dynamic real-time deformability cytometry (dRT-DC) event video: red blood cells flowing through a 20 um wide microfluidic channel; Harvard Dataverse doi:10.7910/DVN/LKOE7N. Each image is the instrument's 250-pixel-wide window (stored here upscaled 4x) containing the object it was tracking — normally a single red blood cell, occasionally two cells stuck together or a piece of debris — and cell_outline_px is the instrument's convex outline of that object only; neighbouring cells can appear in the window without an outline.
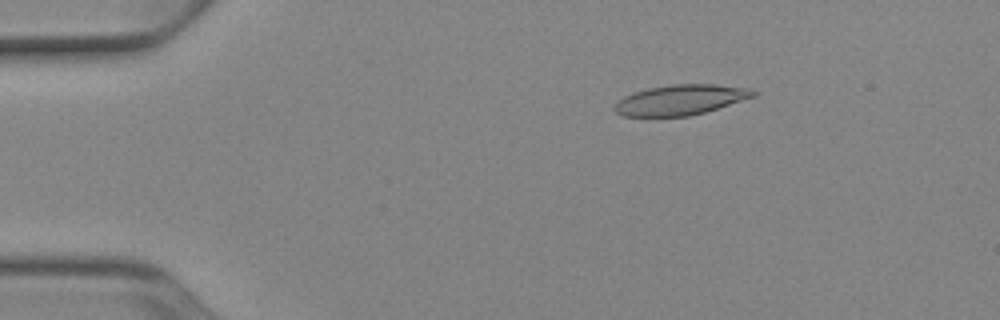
{"species": "Egyptian fruit bat (a non-hibernating species)", "species_latin": "Rousettus aegyptiacus", "temperature_condition": "cold", "stored_images_in_passage": 52, "camera_frame_rate_fps": 3000, "um_per_image_px": 0.085, "animal": {"sex": "female"}, "frame": {"image": 1, "passage_image": 9, "time_ms": 2.667, "image_size_px": [1000, 320], "cell_outline_px": [[756, 96], [704, 112], [688, 116], [624, 116], [616, 112], [612, 108], [624, 96], [648, 88], [672, 84], [712, 84], [744, 88], [756, 92]], "centroid_in_image_um": [57.82, 8.49], "position_along_channel_um": 27.2, "area_um2": 23.99}}
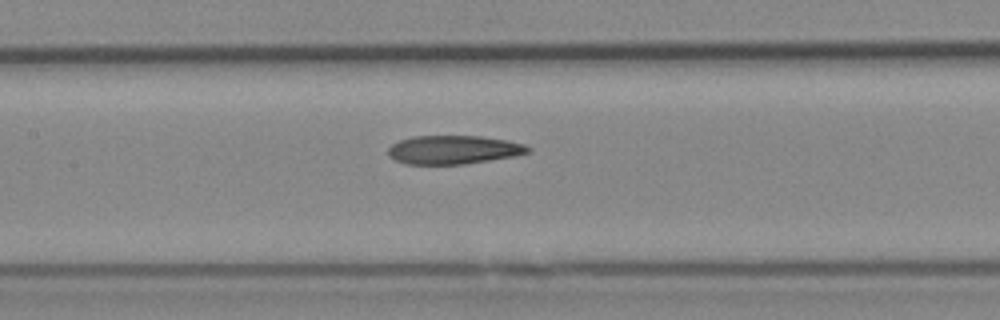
{"frame": {"image": 2, "passage_image": 25, "time_ms": 8.0, "image_size_px": [1000, 320], "cell_outline_px": [[532, 148], [528, 152], [516, 156], [464, 164], [408, 164], [396, 160], [388, 156], [388, 148], [392, 144], [400, 140], [412, 136], [480, 136], [508, 140], [524, 144]], "centroid_in_image_um": [38.56, 12.72], "position_along_channel_um": 168.8, "area_um2": 23.35}}
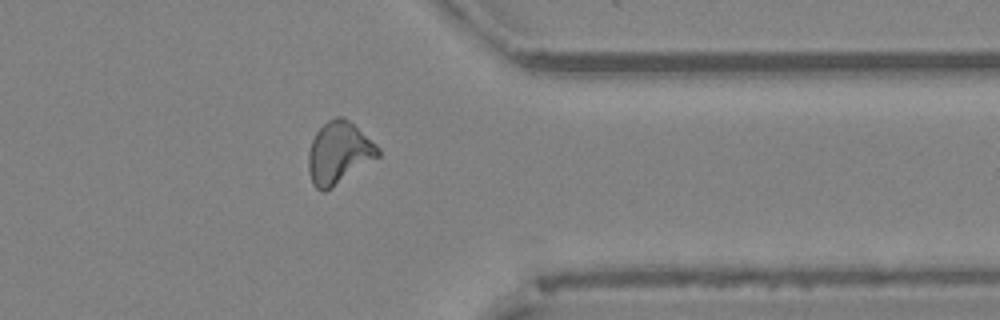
{"frame": {"image": 3, "passage_image": 42, "time_ms": 13.667, "image_size_px": [1000, 320], "cell_outline_px": [[380, 156], [332, 188], [324, 192], [320, 192], [312, 184], [308, 172], [308, 152], [312, 140], [316, 132], [328, 120], [336, 116], [344, 116], [376, 144], [380, 148]], "centroid_in_image_um": [28.79, 13.01], "position_along_channel_um": 382.6, "area_um2": 25.32}, "authors_computed_cell_mechanics": {"area_um2": 24.1604, "velocity_mm_per_s": 3.903, "shape_relaxation_time_tau1_ms": null, "shape_relaxation_time_tau2_ms": 5.5857, "deformation_change_tau1": null, "deformation_change_tau2": 0.1591}}